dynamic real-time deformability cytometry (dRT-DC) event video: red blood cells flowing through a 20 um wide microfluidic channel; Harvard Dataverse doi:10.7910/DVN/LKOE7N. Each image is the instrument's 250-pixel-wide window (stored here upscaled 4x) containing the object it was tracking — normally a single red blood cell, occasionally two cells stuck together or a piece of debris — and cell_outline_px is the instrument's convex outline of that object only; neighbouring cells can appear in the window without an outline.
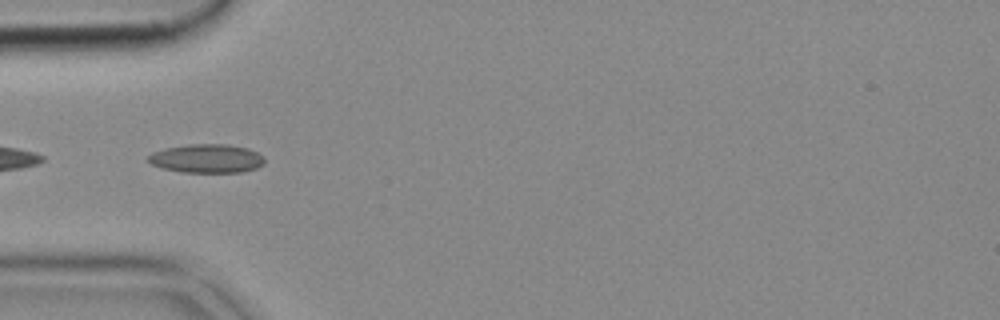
{"species": "common noctule bat (a hibernating species)", "species_latin": "Nyctalus noctula", "temperature_condition": "cold", "stored_images_in_passage": 32, "camera_frame_rate_fps": 3000, "um_per_image_px": 0.085, "animal": {"sex": "female", "body_mass_g": 18.4}, "frame": {"image": 1, "passage_image": 1, "time_ms": 0.0, "image_size_px": [1000, 320], "cell_outline_px": [[264, 164], [256, 168], [240, 172], [180, 172], [164, 168], [152, 164], [144, 160], [152, 152], [164, 148], [188, 144], [228, 144], [248, 148], [264, 156]], "centroid_in_image_um": [17.55, 13.46], "position_along_channel_um": 67.4, "area_um2": 19.59}}
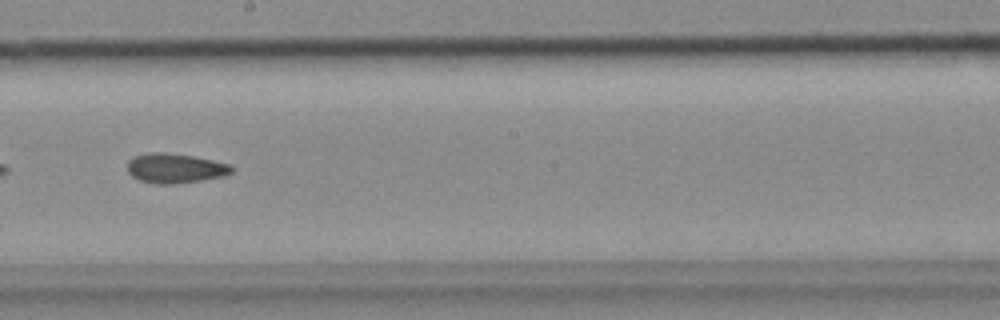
{"frame": {"image": 2, "passage_image": 14, "time_ms": 4.333, "image_size_px": [1000, 320], "cell_outline_px": [[236, 168], [232, 172], [224, 176], [200, 180], [172, 184], [156, 184], [140, 180], [132, 176], [128, 172], [128, 160], [132, 156], [148, 152], [164, 152], [192, 156], [232, 164]], "centroid_in_image_um": [14.89, 14.29], "position_along_channel_um": 233.3, "area_um2": 18.15}}